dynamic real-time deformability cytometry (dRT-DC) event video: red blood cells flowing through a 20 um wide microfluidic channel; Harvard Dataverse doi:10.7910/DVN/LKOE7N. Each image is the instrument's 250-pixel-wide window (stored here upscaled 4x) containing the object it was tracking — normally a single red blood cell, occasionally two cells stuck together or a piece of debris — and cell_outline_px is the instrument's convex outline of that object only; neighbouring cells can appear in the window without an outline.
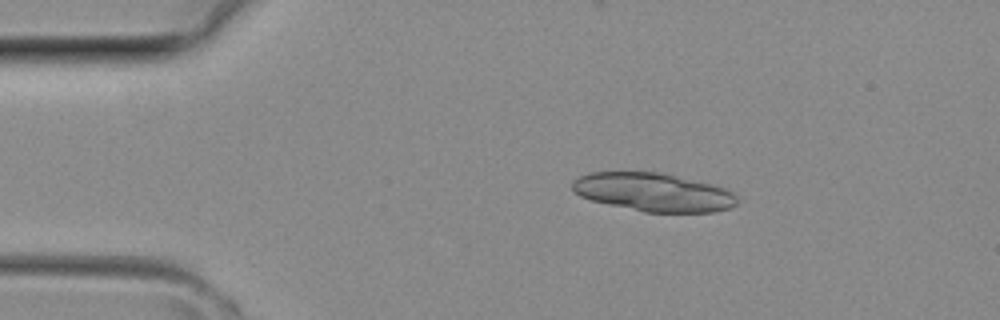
{"species": "common noctule bat (a hibernating species)", "species_latin": "Nyctalus noctula", "temperature_condition": "room temperature", "stored_images_in_passage": 9, "camera_frame_rate_fps": 3000, "um_per_image_px": 0.085, "animal": {"sex": "female", "body_mass_g": 29.2, "forearm_length_mm": 56.3}, "frame": {"image": 1, "passage_image": 7, "time_ms": 2.0, "image_size_px": [1000, 320], "cell_outline_px": [[736, 204], [728, 208], [712, 212], [644, 212], [592, 200], [580, 196], [572, 188], [572, 180], [588, 172], [656, 172], [712, 184], [724, 188], [732, 192], [736, 196]], "centroid_in_image_um": [55.51, 16.33], "position_along_channel_um": 29.5, "area_um2": 36.41}}